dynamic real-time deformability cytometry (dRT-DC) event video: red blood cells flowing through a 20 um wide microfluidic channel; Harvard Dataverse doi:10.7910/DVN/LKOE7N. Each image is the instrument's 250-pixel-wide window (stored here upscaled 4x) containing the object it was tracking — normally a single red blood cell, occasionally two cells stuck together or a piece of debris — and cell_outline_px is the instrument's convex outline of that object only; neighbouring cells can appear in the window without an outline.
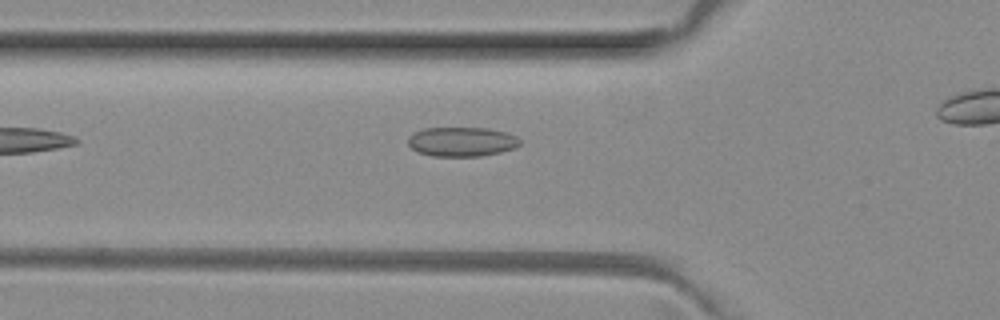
{"species": "common noctule bat (a hibernating species)", "species_latin": "Nyctalus noctula", "temperature_condition": "room temperature", "stored_images_in_passage": 6, "camera_frame_rate_fps": 3000, "um_per_image_px": 0.085, "animal": {"sex": "female", "body_mass_g": 29.2, "forearm_length_mm": 56.3}, "frame": {"image": 1, "passage_image": 5, "time_ms": 1.333, "image_size_px": [1000, 320], "cell_outline_px": [[520, 144], [516, 148], [500, 152], [480, 156], [432, 156], [416, 152], [408, 144], [408, 136], [412, 132], [424, 128], [488, 128], [504, 132], [516, 136], [520, 140]], "centroid_in_image_um": [39.21, 12.04], "position_along_channel_um": 86.6, "area_um2": 19.31}}